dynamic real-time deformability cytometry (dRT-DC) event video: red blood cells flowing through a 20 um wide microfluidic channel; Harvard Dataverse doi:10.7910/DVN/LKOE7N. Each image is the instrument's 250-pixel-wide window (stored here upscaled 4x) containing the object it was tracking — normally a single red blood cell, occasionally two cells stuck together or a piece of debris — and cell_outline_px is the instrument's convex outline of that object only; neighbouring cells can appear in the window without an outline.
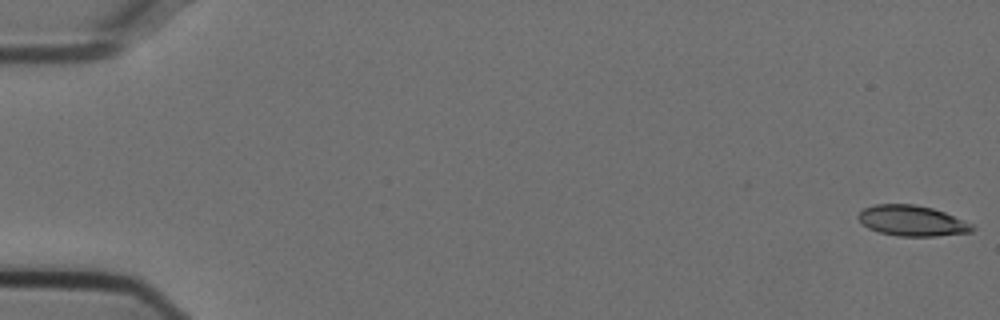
{"species": "Egyptian fruit bat (a non-hibernating species)", "species_latin": "Rousettus aegyptiacus", "temperature_condition": "cold", "stored_images_in_passage": 16, "camera_frame_rate_fps": 3000, "um_per_image_px": 0.085, "animal": {"sex": "female"}, "frame": {"image": 1, "passage_image": 1, "time_ms": 0.0, "image_size_px": [1000, 320], "cell_outline_px": [[976, 228], [972, 232], [936, 236], [896, 236], [880, 232], [868, 228], [856, 216], [864, 208], [876, 204], [916, 204], [932, 208], [944, 212], [972, 224]], "centroid_in_image_um": [77.53, 18.76], "position_along_channel_um": 7.5, "area_um2": 20.23}}
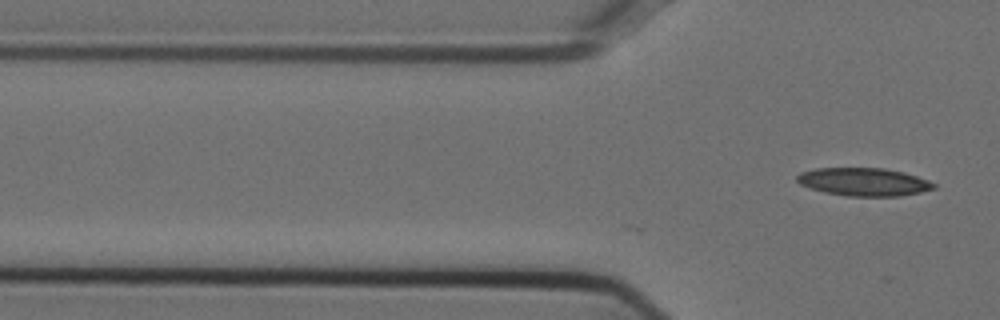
{"frame": {"image": 2, "passage_image": 16, "time_ms": 5.0, "image_size_px": [1000, 320], "cell_outline_px": [[936, 188], [920, 192], [900, 196], [848, 196], [824, 192], [800, 184], [796, 180], [796, 176], [800, 172], [816, 168], [884, 168], [904, 172], [928, 180], [936, 184]], "centroid_in_image_um": [73.42, 15.45], "position_along_channel_um": 52.4, "area_um2": 22.31}}